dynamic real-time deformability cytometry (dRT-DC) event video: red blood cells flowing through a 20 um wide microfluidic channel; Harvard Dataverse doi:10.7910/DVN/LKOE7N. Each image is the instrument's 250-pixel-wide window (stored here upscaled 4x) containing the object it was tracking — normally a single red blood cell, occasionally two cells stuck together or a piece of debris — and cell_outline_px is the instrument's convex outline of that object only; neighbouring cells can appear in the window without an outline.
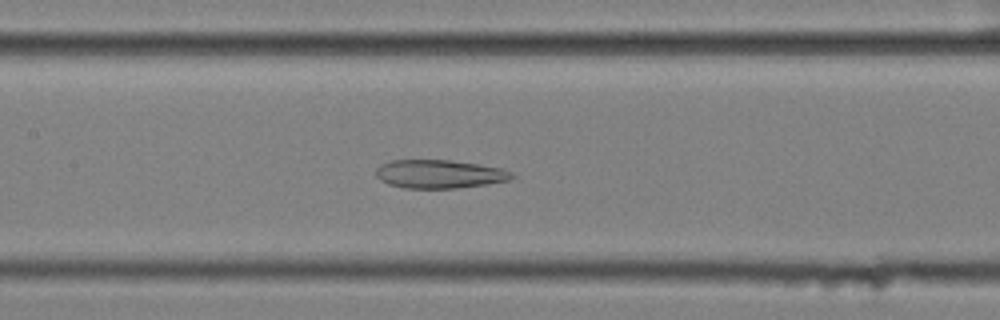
{"species": "common noctule bat (a hibernating species)", "species_latin": "Nyctalus noctula", "temperature_condition": "cold", "stored_images_in_passage": 58, "camera_frame_rate_fps": 3000, "um_per_image_px": 0.085, "animal": {"sex": "female", "body_mass_g": 25.1}, "frame": {"image": 1, "passage_image": 27, "time_ms": 8.667, "image_size_px": [1000, 320], "cell_outline_px": [[516, 176], [508, 180], [488, 184], [456, 188], [404, 188], [388, 184], [380, 180], [376, 176], [376, 168], [380, 164], [392, 160], [448, 160], [504, 168], [512, 172]], "centroid_in_image_um": [37.35, 14.79], "position_along_channel_um": 170.1, "area_um2": 22.6}}
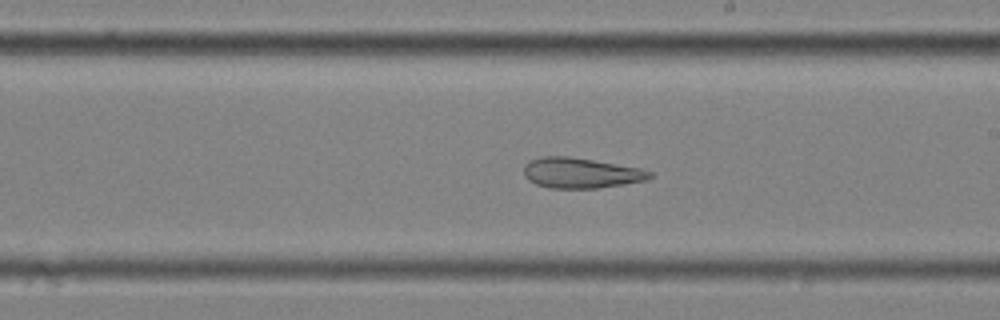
{"frame": {"image": 2, "passage_image": 33, "time_ms": 10.667, "image_size_px": [1000, 320], "cell_outline_px": [[652, 176], [648, 180], [624, 184], [596, 188], [548, 188], [536, 184], [528, 180], [524, 176], [524, 164], [532, 160], [544, 156], [568, 156], [640, 168], [652, 172]], "centroid_in_image_um": [49.36, 14.71], "position_along_channel_um": 239.6, "area_um2": 22.2}}
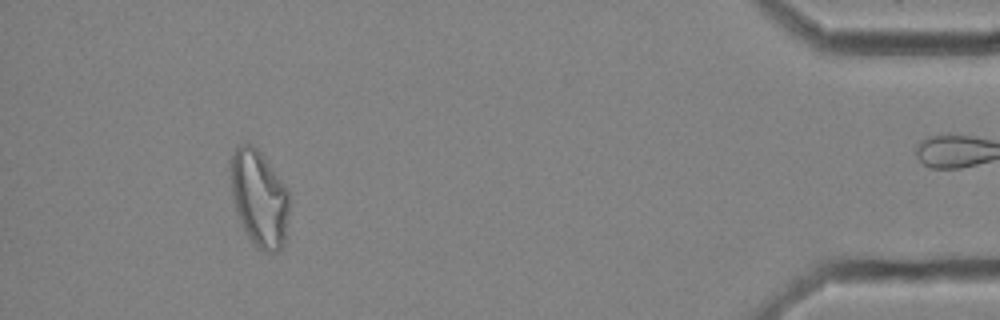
{"frame": {"image": 3, "passage_image": 53, "time_ms": 17.333, "image_size_px": [1000, 320], "cell_outline_px": [[288, 212], [284, 244], [276, 252], [264, 252], [256, 248], [248, 236], [236, 212], [232, 196], [232, 156], [236, 148], [240, 144], [252, 144], [264, 156], [288, 188]], "centroid_in_image_um": [22.05, 16.87], "position_along_channel_um": 413.1, "area_um2": 32.6}, "authors_computed_cell_mechanics": {"area_um2": 29.5647, "velocity_mm_per_s": 3.4845, "shape_relaxation_time_tau1_ms": null, "shape_relaxation_time_tau2_ms": 4.8289, "deformation_change_tau1": null, "deformation_change_tau2": 0.1492}}